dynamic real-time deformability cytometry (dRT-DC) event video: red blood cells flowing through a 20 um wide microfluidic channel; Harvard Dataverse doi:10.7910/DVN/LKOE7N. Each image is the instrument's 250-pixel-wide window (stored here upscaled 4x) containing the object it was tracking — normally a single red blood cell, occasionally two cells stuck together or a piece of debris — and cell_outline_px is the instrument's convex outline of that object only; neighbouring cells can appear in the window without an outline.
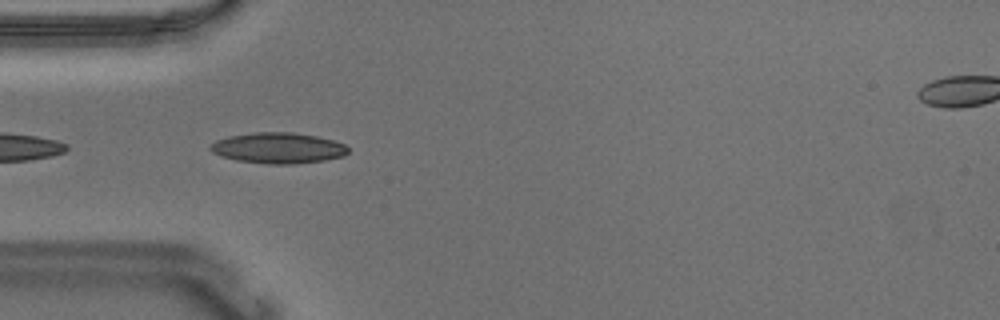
{"species": "Egyptian fruit bat (a non-hibernating species)", "species_latin": "Rousettus aegyptiacus", "temperature_condition": "warm", "stored_images_in_passage": 6, "camera_frame_rate_fps": 3000, "um_per_image_px": 0.085, "animal": {"sex": "male"}, "frame": {"image": 1, "passage_image": 2, "time_ms": 0.333, "image_size_px": [1000, 320], "cell_outline_px": [[348, 152], [344, 156], [324, 160], [292, 164], [268, 164], [236, 160], [220, 156], [212, 152], [208, 148], [216, 140], [228, 136], [252, 132], [292, 132], [316, 136], [332, 140], [344, 144], [348, 148]], "centroid_in_image_um": [23.61, 12.58], "position_along_channel_um": 61.4, "area_um2": 24.74}}